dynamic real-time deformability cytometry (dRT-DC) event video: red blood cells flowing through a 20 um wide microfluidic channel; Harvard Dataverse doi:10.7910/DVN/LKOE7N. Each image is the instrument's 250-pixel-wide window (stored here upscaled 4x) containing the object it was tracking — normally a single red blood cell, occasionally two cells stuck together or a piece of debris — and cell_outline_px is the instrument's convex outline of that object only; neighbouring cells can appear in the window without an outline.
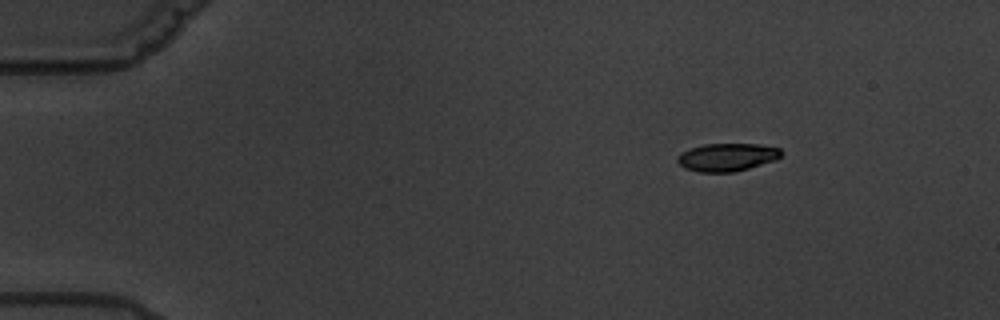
{"species": "common noctule bat (a hibernating species)", "species_latin": "Nyctalus noctula", "temperature_condition": "warm", "stored_images_in_passage": 3, "camera_frame_rate_fps": 3000, "um_per_image_px": 0.085, "animal": {"sex": "male", "body_mass_g": 19.5, "forearm_length_mm": 54.6}, "frame": {"image": 1, "passage_image": 3, "time_ms": 2.333, "image_size_px": [1000, 320], "cell_outline_px": [[784, 152], [776, 160], [748, 168], [732, 172], [700, 172], [684, 168], [676, 160], [676, 156], [680, 152], [688, 148], [704, 144], [760, 144], [780, 148]], "centroid_in_image_um": [61.78, 13.35], "position_along_channel_um": 23.2, "area_um2": 17.05}}